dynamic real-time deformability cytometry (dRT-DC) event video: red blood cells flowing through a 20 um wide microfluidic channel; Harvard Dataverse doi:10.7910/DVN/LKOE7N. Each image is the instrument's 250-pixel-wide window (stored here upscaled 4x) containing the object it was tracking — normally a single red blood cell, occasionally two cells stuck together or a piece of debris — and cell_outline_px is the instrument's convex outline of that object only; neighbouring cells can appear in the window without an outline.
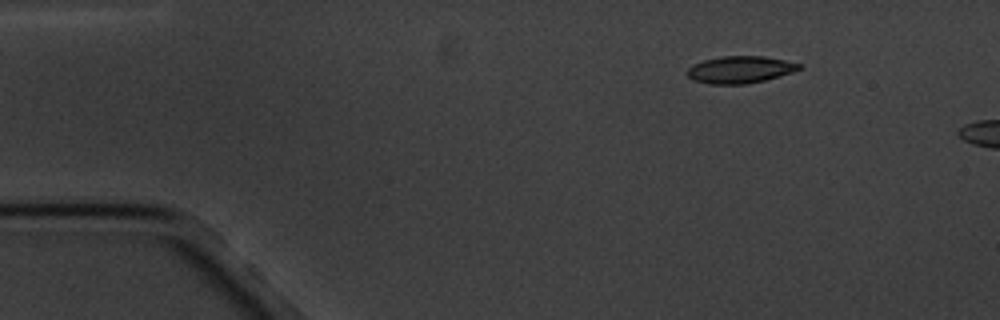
{"species": "common noctule bat (a hibernating species)", "species_latin": "Nyctalus noctula", "temperature_condition": "cold", "stored_images_in_passage": 2, "camera_frame_rate_fps": 3000, "um_per_image_px": 0.085, "animal": {"sex": "male", "body_mass_g": 20.1, "forearm_length_mm": 53.5}, "frame": {"image": 1, "passage_image": 1, "time_ms": 0.0, "image_size_px": [1000, 320], "cell_outline_px": [[804, 68], [780, 76], [748, 84], [708, 84], [692, 80], [688, 76], [688, 68], [692, 64], [704, 60], [724, 56], [764, 56], [784, 60], [800, 64]], "centroid_in_image_um": [62.9, 5.92], "position_along_channel_um": 22.1, "area_um2": 17.69}}